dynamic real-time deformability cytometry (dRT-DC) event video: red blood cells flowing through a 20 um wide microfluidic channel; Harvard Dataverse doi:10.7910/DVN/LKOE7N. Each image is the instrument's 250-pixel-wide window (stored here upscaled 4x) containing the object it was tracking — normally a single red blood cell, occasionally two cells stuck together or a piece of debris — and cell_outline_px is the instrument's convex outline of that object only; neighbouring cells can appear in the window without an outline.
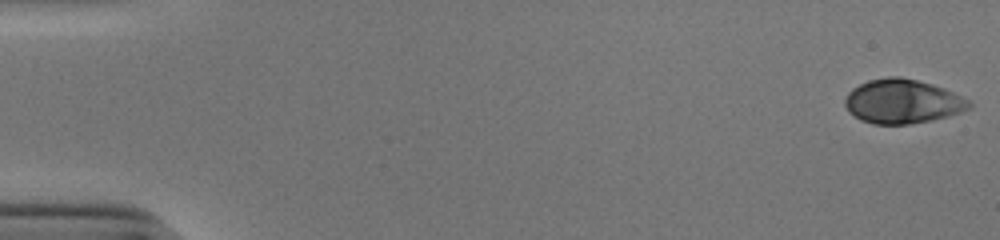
{"species": "human", "species_latin": "Homo sapiens", "temperature_condition": "cold", "stored_images_in_passage": 52, "camera_frame_rate_fps": 3000, "um_per_image_px": 0.085, "donor": {"sex": "male"}, "frame": {"image": 1, "passage_image": 1, "time_ms": 0.0, "image_size_px": [1000, 240], "cell_outline_px": [[972, 108], [948, 116], [932, 120], [908, 124], [872, 124], [860, 120], [848, 112], [844, 104], [844, 100], [848, 92], [852, 88], [868, 80], [888, 76], [900, 76], [932, 84], [944, 88], [968, 100], [972, 104]], "centroid_in_image_um": [76.68, 8.62], "position_along_channel_um": 8.3, "area_um2": 32.08}}
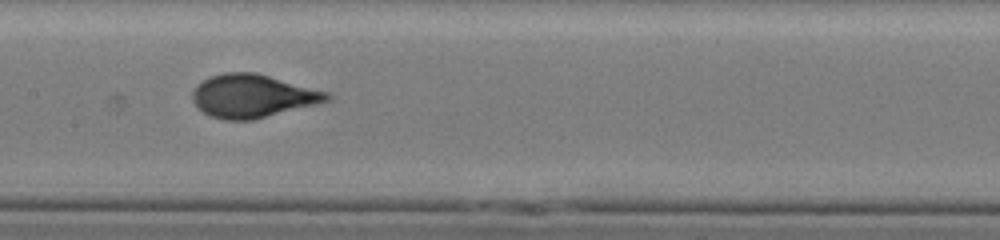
{"frame": {"image": 2, "passage_image": 27, "time_ms": 8.667, "image_size_px": [1000, 240], "cell_outline_px": [[332, 100], [320, 104], [252, 120], [224, 120], [212, 116], [204, 112], [192, 100], [192, 92], [196, 84], [212, 76], [224, 72], [256, 72], [328, 92], [332, 96]], "centroid_in_image_um": [21.52, 8.16], "position_along_channel_um": 185.9, "area_um2": 33.93}}
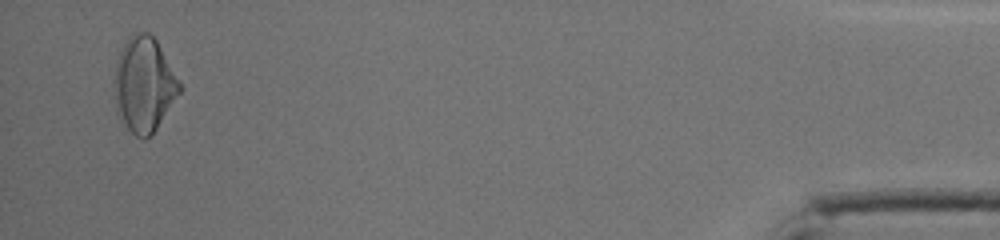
{"frame": {"image": 3, "passage_image": 51, "time_ms": 16.667, "image_size_px": [1000, 240], "cell_outline_px": [[184, 88], [152, 136], [144, 140], [136, 136], [128, 128], [116, 112], [112, 80], [116, 60], [128, 36], [132, 32], [148, 32], [156, 40]], "centroid_in_image_um": [12.23, 7.2], "position_along_channel_um": 423.0, "area_um2": 36.76}, "authors_computed_cell_mechanics": {"area_um2": 32.9749, "velocity_mm_per_s": 3.9168, "shape_relaxation_time_tau1_ms": 4.3542, "shape_relaxation_time_tau2_ms": null, "deformation_change_tau1": 0.1807, "deformation_change_tau2": null}}